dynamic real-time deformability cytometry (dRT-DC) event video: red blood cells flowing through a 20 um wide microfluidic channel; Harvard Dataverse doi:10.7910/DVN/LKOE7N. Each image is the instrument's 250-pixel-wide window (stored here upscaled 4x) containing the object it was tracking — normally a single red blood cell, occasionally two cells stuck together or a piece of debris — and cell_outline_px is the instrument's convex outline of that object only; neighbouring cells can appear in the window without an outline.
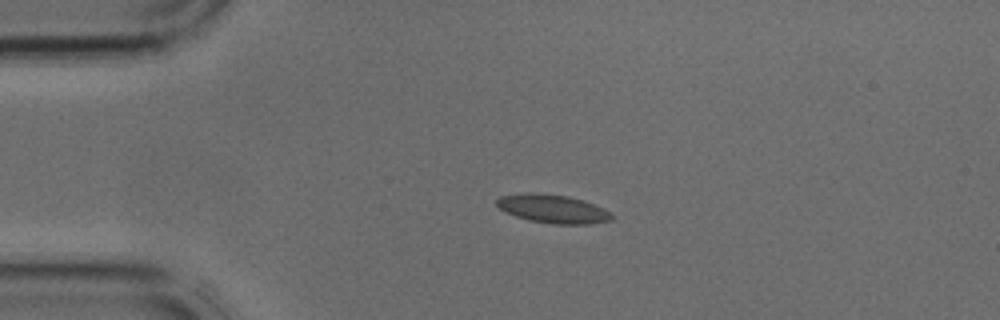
{"species": "common noctule bat (a hibernating species)", "species_latin": "Nyctalus noctula", "temperature_condition": "cold", "stored_images_in_passage": 4, "camera_frame_rate_fps": 3000, "um_per_image_px": 0.085, "animal": {"sex": "male", "body_mass_g": 17.9, "forearm_length_mm": 54.2}, "frame": {"image": 1, "passage_image": 2, "time_ms": 0.333, "image_size_px": [1000, 320], "cell_outline_px": [[616, 216], [612, 220], [588, 224], [552, 224], [528, 220], [516, 216], [500, 208], [496, 204], [496, 200], [500, 196], [528, 192], [532, 192], [568, 196], [604, 208]], "centroid_in_image_um": [47.01, 17.75], "position_along_channel_um": 38.0, "area_um2": 19.02}}